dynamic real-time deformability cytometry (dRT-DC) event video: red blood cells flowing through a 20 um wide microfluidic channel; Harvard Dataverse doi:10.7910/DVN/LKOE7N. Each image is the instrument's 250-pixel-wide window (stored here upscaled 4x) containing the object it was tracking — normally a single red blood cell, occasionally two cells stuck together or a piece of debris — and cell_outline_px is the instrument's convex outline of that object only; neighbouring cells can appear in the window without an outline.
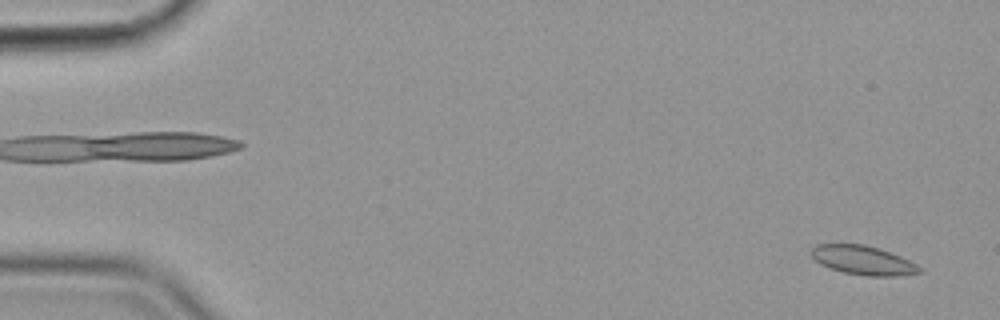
{"species": "common noctule bat (a hibernating species)", "species_latin": "Nyctalus noctula", "temperature_condition": "cold", "stored_images_in_passage": 56, "camera_frame_rate_fps": 3000, "um_per_image_px": 0.085, "animal": {"sex": "female", "body_mass_g": 19.9}, "frame": {"image": 1, "passage_image": 2, "time_ms": 0.333, "image_size_px": [1000, 320], "cell_outline_px": [[924, 272], [896, 276], [864, 276], [844, 272], [820, 264], [808, 252], [816, 244], [864, 244], [880, 248], [900, 256], [924, 268]], "centroid_in_image_um": [73.38, 22.12], "position_along_channel_um": 11.6, "area_um2": 18.44}}
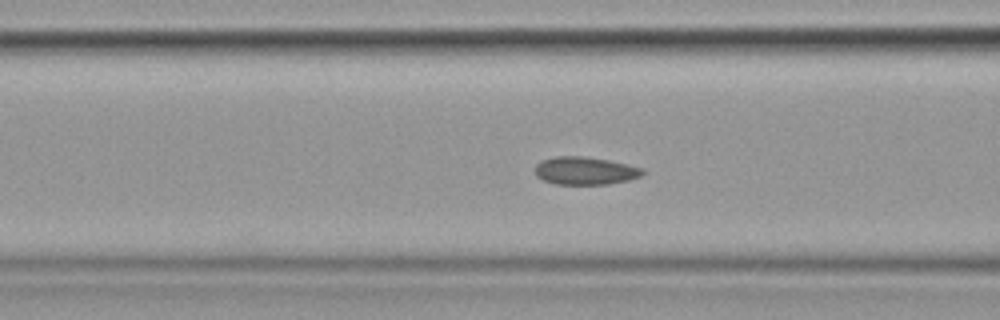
{"frame": {"image": 2, "passage_image": 22, "time_ms": 7.0, "image_size_px": [1000, 320], "cell_outline_px": [[644, 172], [640, 176], [628, 180], [608, 184], [556, 184], [544, 180], [536, 176], [536, 164], [540, 160], [556, 156], [584, 156], [608, 160], [628, 164], [644, 168]], "centroid_in_image_um": [49.73, 14.5], "position_along_channel_um": 116.9, "area_um2": 17.46}}
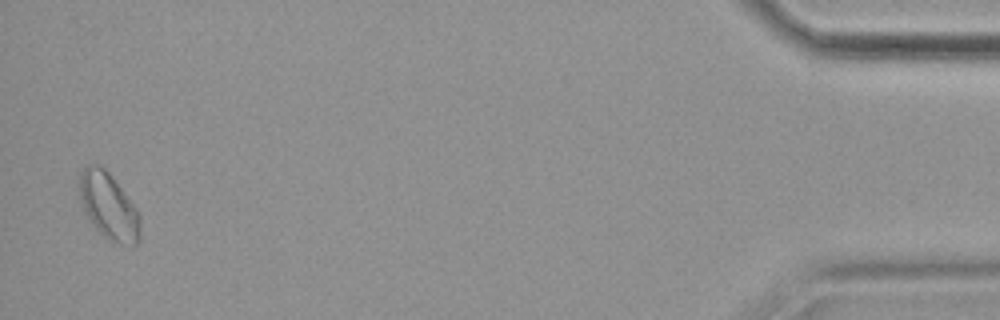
{"frame": {"image": 3, "passage_image": 55, "time_ms": 18.0, "image_size_px": [1000, 320], "cell_outline_px": [[140, 240], [132, 248], [108, 240], [92, 224], [84, 212], [80, 204], [80, 172], [88, 164], [96, 164], [104, 168], [112, 176], [136, 208], [140, 216]], "centroid_in_image_um": [9.25, 17.56], "position_along_channel_um": 426.0, "area_um2": 23.7}, "authors_computed_cell_mechanics": {"area_um2": 18.0336, "velocity_mm_per_s": 3.5617, "shape_relaxation_time_tau1_ms": null, "shape_relaxation_time_tau2_ms": 2.8112, "deformation_change_tau1": null, "deformation_change_tau2": 0.0568}}